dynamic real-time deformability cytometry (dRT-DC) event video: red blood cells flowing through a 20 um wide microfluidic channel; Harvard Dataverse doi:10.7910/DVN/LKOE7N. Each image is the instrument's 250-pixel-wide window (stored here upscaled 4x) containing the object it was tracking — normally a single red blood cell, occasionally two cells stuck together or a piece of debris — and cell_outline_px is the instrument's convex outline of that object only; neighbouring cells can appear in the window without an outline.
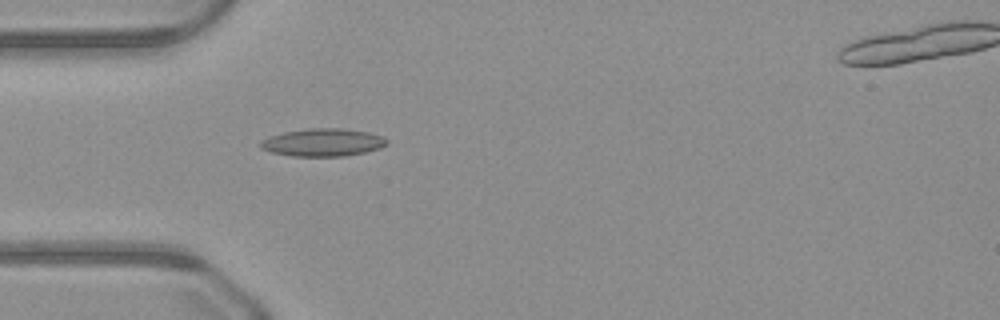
{"species": "common noctule bat (a hibernating species)", "species_latin": "Nyctalus noctula", "temperature_condition": "warm", "stored_images_in_passage": 37, "segment_of_instrument_passage": [1, 2], "camera_frame_rate_fps": 3000, "um_per_image_px": 0.085, "animal": {"sex": "male", "body_mass_g": 23.1, "forearm_length_mm": 52.7}, "frame": {"image": 1, "passage_image": 1, "time_ms": 0.0, "image_size_px": [1000, 320], "cell_outline_px": [[388, 144], [380, 148], [364, 152], [344, 156], [292, 156], [272, 152], [260, 148], [260, 140], [268, 136], [284, 132], [308, 128], [340, 128], [368, 132], [384, 136], [388, 140]], "centroid_in_image_um": [27.44, 12.1], "position_along_channel_um": 57.6, "area_um2": 20.52}}
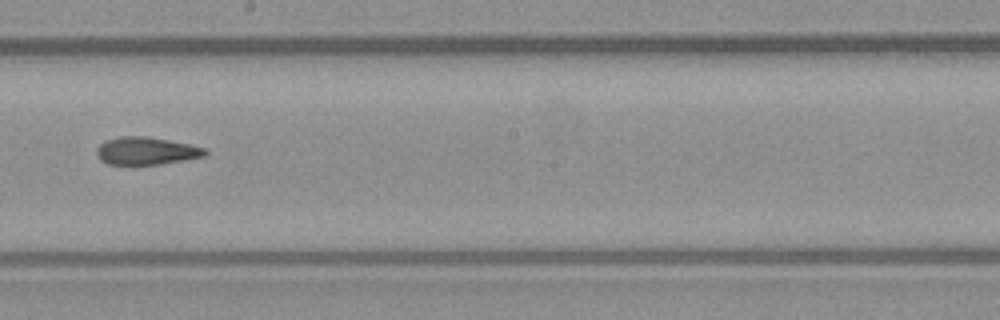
{"frame": {"image": 2, "passage_image": 14, "time_ms": 4.333, "image_size_px": [1000, 320], "cell_outline_px": [[208, 152], [204, 156], [184, 160], [160, 164], [132, 168], [108, 164], [100, 160], [96, 156], [96, 148], [100, 144], [108, 140], [120, 136], [148, 136], [208, 148]], "centroid_in_image_um": [12.39, 12.87], "position_along_channel_um": 235.8, "area_um2": 18.21}}
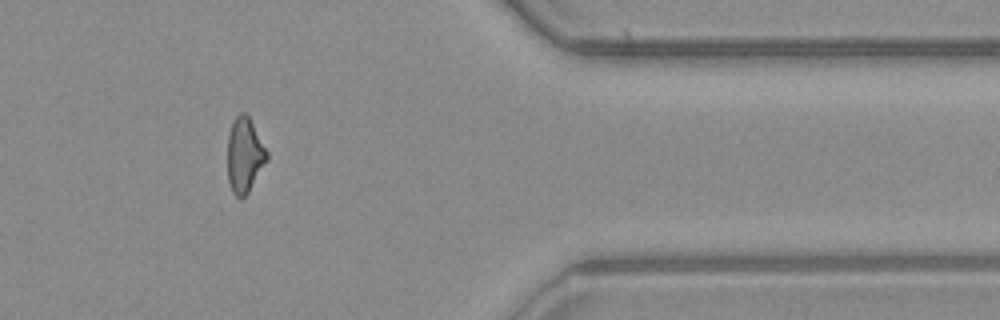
{"frame": {"image": 3, "passage_image": 27, "time_ms": 8.667, "image_size_px": [1000, 320], "cell_outline_px": [[268, 160], [248, 192], [240, 200], [232, 192], [228, 180], [228, 136], [232, 120], [240, 112], [244, 112], [248, 116], [268, 152]], "centroid_in_image_um": [20.78, 13.19], "position_along_channel_um": 390.6, "area_um2": 17.17}}